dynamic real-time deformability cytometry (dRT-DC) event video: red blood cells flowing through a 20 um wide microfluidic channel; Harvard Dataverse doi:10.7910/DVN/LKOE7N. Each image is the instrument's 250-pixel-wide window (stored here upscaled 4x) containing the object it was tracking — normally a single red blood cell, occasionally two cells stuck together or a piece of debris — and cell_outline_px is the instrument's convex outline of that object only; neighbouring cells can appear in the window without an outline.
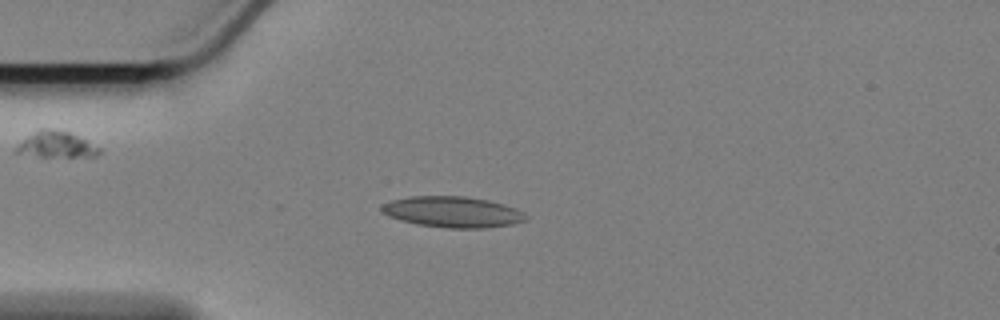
{"species": "Egyptian fruit bat (a non-hibernating species)", "species_latin": "Rousettus aegyptiacus", "temperature_condition": "cold", "stored_images_in_passage": 46, "camera_frame_rate_fps": 3000, "um_per_image_px": 0.085, "animal": {"sex": "female"}, "frame": {"image": 1, "passage_image": 2, "time_ms": 0.333, "image_size_px": [1000, 320], "cell_outline_px": [[528, 216], [524, 220], [512, 224], [484, 228], [448, 228], [416, 224], [400, 220], [388, 216], [380, 208], [380, 204], [392, 200], [408, 196], [464, 196], [488, 200], [504, 204], [516, 208], [524, 212]], "centroid_in_image_um": [38.45, 18.01], "position_along_channel_um": 46.5, "area_um2": 26.07}}
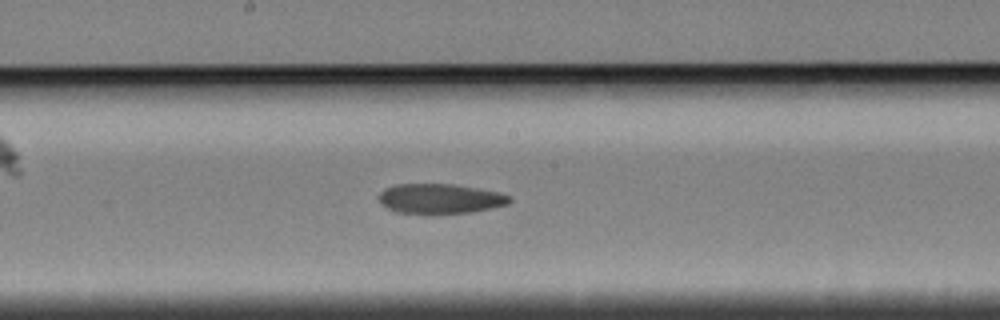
{"frame": {"image": 2, "passage_image": 18, "time_ms": 5.667, "image_size_px": [1000, 320], "cell_outline_px": [[512, 200], [508, 204], [472, 212], [392, 212], [380, 204], [380, 192], [384, 188], [396, 184], [456, 184], [500, 192], [512, 196]], "centroid_in_image_um": [37.42, 16.86], "position_along_channel_um": 210.8, "area_um2": 22.54}}
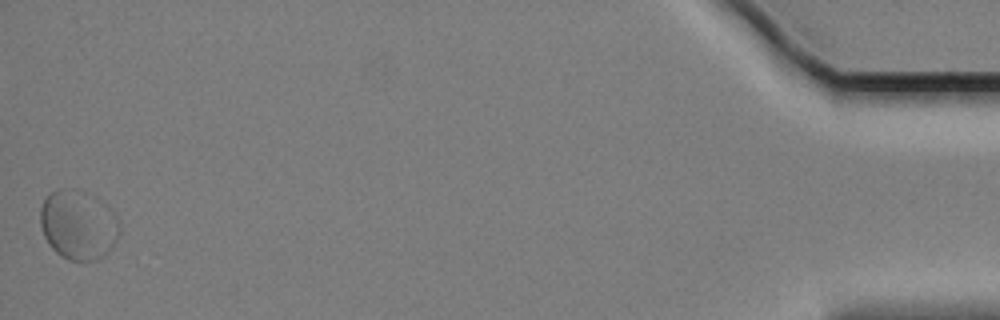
{"frame": {"image": 3, "passage_image": 46, "time_ms": 15.0, "image_size_px": [1000, 320], "cell_outline_px": [[120, 236], [104, 256], [100, 260], [68, 260], [60, 256], [52, 248], [44, 236], [40, 224], [40, 208], [44, 200], [56, 188], [76, 188], [96, 196], [116, 216], [120, 224]], "centroid_in_image_um": [6.66, 19.1], "position_along_channel_um": 428.5, "area_um2": 32.37}, "authors_computed_cell_mechanics": {"area_um2": 23.9003, "velocity_mm_per_s": 3.3259, "shape_relaxation_time_tau1_ms": null, "shape_relaxation_time_tau2_ms": 4.5563, "deformation_change_tau1": null, "deformation_change_tau2": 0.0753}}